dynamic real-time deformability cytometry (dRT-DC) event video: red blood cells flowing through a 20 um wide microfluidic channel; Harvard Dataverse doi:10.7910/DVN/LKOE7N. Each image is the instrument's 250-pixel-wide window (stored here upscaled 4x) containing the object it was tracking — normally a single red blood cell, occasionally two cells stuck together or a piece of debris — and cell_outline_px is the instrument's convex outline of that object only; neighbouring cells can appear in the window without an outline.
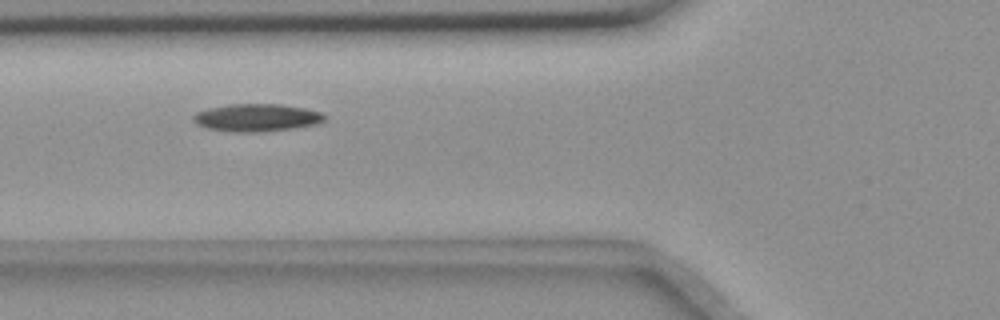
{"species": "common noctule bat (a hibernating species)", "species_latin": "Nyctalus noctula", "temperature_condition": "room temperature", "stored_images_in_passage": 37, "camera_frame_rate_fps": 3000, "um_per_image_px": 0.085, "animal": {"sex": "female", "body_mass_g": 18.4}, "frame": {"image": 1, "passage_image": 10, "time_ms": 3.0, "image_size_px": [1000, 320], "cell_outline_px": [[328, 116], [324, 120], [316, 124], [292, 128], [264, 132], [228, 132], [208, 128], [196, 124], [192, 120], [192, 116], [196, 112], [208, 108], [228, 104], [280, 104], [304, 108], [320, 112]], "centroid_in_image_um": [21.79, 10.0], "position_along_channel_um": 104.0, "area_um2": 21.27}}
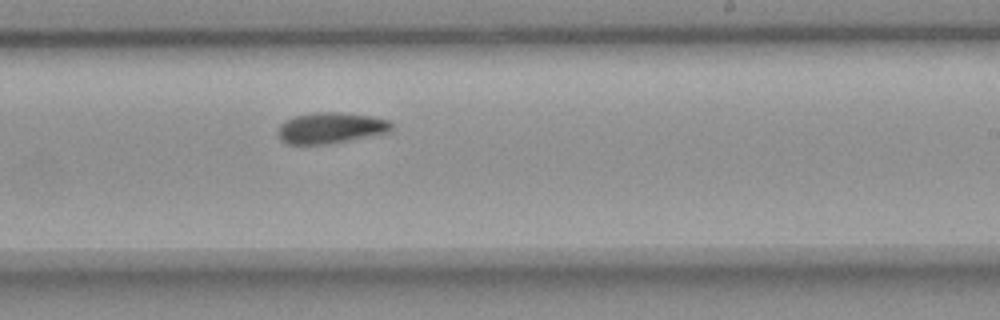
{"frame": {"image": 2, "passage_image": 23, "time_ms": 7.333, "image_size_px": [1000, 320], "cell_outline_px": [[392, 128], [388, 132], [328, 144], [288, 144], [280, 140], [280, 124], [284, 120], [292, 116], [312, 112], [340, 112], [372, 116], [388, 120], [392, 124]], "centroid_in_image_um": [28.08, 10.86], "position_along_channel_um": 260.9, "area_um2": 20.4}}
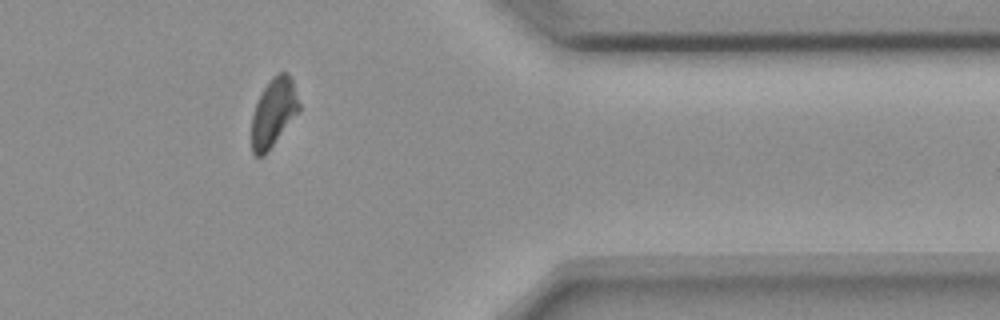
{"frame": {"image": 3, "passage_image": 35, "time_ms": 11.333, "image_size_px": [1000, 320], "cell_outline_px": [[300, 108], [264, 156], [256, 156], [252, 152], [252, 116], [256, 104], [264, 88], [272, 76], [280, 72], [288, 72], [292, 80], [300, 104]], "centroid_in_image_um": [23.24, 9.54], "position_along_channel_um": 388.2, "area_um2": 18.38}, "authors_computed_cell_mechanics": {"area_um2": 20.1144, "velocity_mm_per_s": 3.6259, "shape_relaxation_time_tau1_ms": 3.5353, "shape_relaxation_time_tau2_ms": 9.0215, "deformation_change_tau1": 0.1274, "deformation_change_tau2": 0.1392}}